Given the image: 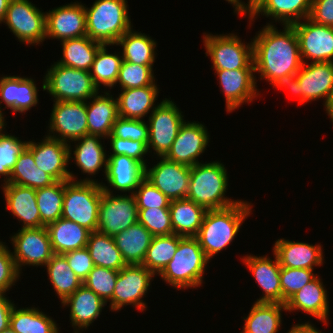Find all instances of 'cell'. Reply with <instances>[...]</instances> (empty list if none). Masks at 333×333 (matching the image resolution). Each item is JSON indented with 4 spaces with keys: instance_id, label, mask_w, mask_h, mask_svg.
Segmentation results:
<instances>
[{
    "instance_id": "1",
    "label": "cell",
    "mask_w": 333,
    "mask_h": 333,
    "mask_svg": "<svg viewBox=\"0 0 333 333\" xmlns=\"http://www.w3.org/2000/svg\"><path fill=\"white\" fill-rule=\"evenodd\" d=\"M283 29L279 31L270 22L252 40L255 73L271 84L279 77L297 73L303 64L294 26L284 25Z\"/></svg>"
},
{
    "instance_id": "2",
    "label": "cell",
    "mask_w": 333,
    "mask_h": 333,
    "mask_svg": "<svg viewBox=\"0 0 333 333\" xmlns=\"http://www.w3.org/2000/svg\"><path fill=\"white\" fill-rule=\"evenodd\" d=\"M251 211V203L243 200L225 208L206 211L195 237L209 260L233 242Z\"/></svg>"
},
{
    "instance_id": "3",
    "label": "cell",
    "mask_w": 333,
    "mask_h": 333,
    "mask_svg": "<svg viewBox=\"0 0 333 333\" xmlns=\"http://www.w3.org/2000/svg\"><path fill=\"white\" fill-rule=\"evenodd\" d=\"M221 161L197 163L191 166L187 199L194 201L206 210L221 209L239 201L225 196L229 177Z\"/></svg>"
},
{
    "instance_id": "4",
    "label": "cell",
    "mask_w": 333,
    "mask_h": 333,
    "mask_svg": "<svg viewBox=\"0 0 333 333\" xmlns=\"http://www.w3.org/2000/svg\"><path fill=\"white\" fill-rule=\"evenodd\" d=\"M209 259L196 237H182L164 270L158 275L177 290L200 287Z\"/></svg>"
},
{
    "instance_id": "5",
    "label": "cell",
    "mask_w": 333,
    "mask_h": 333,
    "mask_svg": "<svg viewBox=\"0 0 333 333\" xmlns=\"http://www.w3.org/2000/svg\"><path fill=\"white\" fill-rule=\"evenodd\" d=\"M127 3L96 0L90 8L85 6L87 36L103 45H115L133 27Z\"/></svg>"
},
{
    "instance_id": "6",
    "label": "cell",
    "mask_w": 333,
    "mask_h": 333,
    "mask_svg": "<svg viewBox=\"0 0 333 333\" xmlns=\"http://www.w3.org/2000/svg\"><path fill=\"white\" fill-rule=\"evenodd\" d=\"M103 188L89 177L77 181L65 180L62 218L71 220L91 232L97 231Z\"/></svg>"
},
{
    "instance_id": "7",
    "label": "cell",
    "mask_w": 333,
    "mask_h": 333,
    "mask_svg": "<svg viewBox=\"0 0 333 333\" xmlns=\"http://www.w3.org/2000/svg\"><path fill=\"white\" fill-rule=\"evenodd\" d=\"M43 91L53 101H83L95 96L99 89L94 85L90 71L74 69L54 62L43 79Z\"/></svg>"
},
{
    "instance_id": "8",
    "label": "cell",
    "mask_w": 333,
    "mask_h": 333,
    "mask_svg": "<svg viewBox=\"0 0 333 333\" xmlns=\"http://www.w3.org/2000/svg\"><path fill=\"white\" fill-rule=\"evenodd\" d=\"M206 56H210L214 70L254 69L253 42H242L233 33L203 35ZM247 44V45H246Z\"/></svg>"
},
{
    "instance_id": "9",
    "label": "cell",
    "mask_w": 333,
    "mask_h": 333,
    "mask_svg": "<svg viewBox=\"0 0 333 333\" xmlns=\"http://www.w3.org/2000/svg\"><path fill=\"white\" fill-rule=\"evenodd\" d=\"M2 22L22 44L39 45L46 39V13L29 0H10Z\"/></svg>"
},
{
    "instance_id": "10",
    "label": "cell",
    "mask_w": 333,
    "mask_h": 333,
    "mask_svg": "<svg viewBox=\"0 0 333 333\" xmlns=\"http://www.w3.org/2000/svg\"><path fill=\"white\" fill-rule=\"evenodd\" d=\"M154 276L142 264L126 265L119 270L113 296L109 301L110 311L121 310L127 305L142 312L146 310L147 305L142 298L148 293Z\"/></svg>"
},
{
    "instance_id": "11",
    "label": "cell",
    "mask_w": 333,
    "mask_h": 333,
    "mask_svg": "<svg viewBox=\"0 0 333 333\" xmlns=\"http://www.w3.org/2000/svg\"><path fill=\"white\" fill-rule=\"evenodd\" d=\"M170 98L162 100L150 113L148 118V151L152 148L154 155L164 157L171 149L180 127L184 124V115Z\"/></svg>"
},
{
    "instance_id": "12",
    "label": "cell",
    "mask_w": 333,
    "mask_h": 333,
    "mask_svg": "<svg viewBox=\"0 0 333 333\" xmlns=\"http://www.w3.org/2000/svg\"><path fill=\"white\" fill-rule=\"evenodd\" d=\"M138 222V207L133 194L114 195L103 188L98 214L97 231L114 237Z\"/></svg>"
},
{
    "instance_id": "13",
    "label": "cell",
    "mask_w": 333,
    "mask_h": 333,
    "mask_svg": "<svg viewBox=\"0 0 333 333\" xmlns=\"http://www.w3.org/2000/svg\"><path fill=\"white\" fill-rule=\"evenodd\" d=\"M49 120L47 136L67 144L88 134L86 102L54 101Z\"/></svg>"
},
{
    "instance_id": "14",
    "label": "cell",
    "mask_w": 333,
    "mask_h": 333,
    "mask_svg": "<svg viewBox=\"0 0 333 333\" xmlns=\"http://www.w3.org/2000/svg\"><path fill=\"white\" fill-rule=\"evenodd\" d=\"M17 232L10 240L14 246L11 253L20 274L25 265L45 266L54 255L47 228H21Z\"/></svg>"
},
{
    "instance_id": "15",
    "label": "cell",
    "mask_w": 333,
    "mask_h": 333,
    "mask_svg": "<svg viewBox=\"0 0 333 333\" xmlns=\"http://www.w3.org/2000/svg\"><path fill=\"white\" fill-rule=\"evenodd\" d=\"M293 23L302 62H333V27L305 18Z\"/></svg>"
},
{
    "instance_id": "16",
    "label": "cell",
    "mask_w": 333,
    "mask_h": 333,
    "mask_svg": "<svg viewBox=\"0 0 333 333\" xmlns=\"http://www.w3.org/2000/svg\"><path fill=\"white\" fill-rule=\"evenodd\" d=\"M26 147L32 152L36 166L51 175L56 181H77L67 167L69 144L45 136L41 142L28 141ZM75 177V178H74Z\"/></svg>"
},
{
    "instance_id": "17",
    "label": "cell",
    "mask_w": 333,
    "mask_h": 333,
    "mask_svg": "<svg viewBox=\"0 0 333 333\" xmlns=\"http://www.w3.org/2000/svg\"><path fill=\"white\" fill-rule=\"evenodd\" d=\"M160 161L145 167V179L159 189L171 201L187 197L191 166L158 157Z\"/></svg>"
},
{
    "instance_id": "18",
    "label": "cell",
    "mask_w": 333,
    "mask_h": 333,
    "mask_svg": "<svg viewBox=\"0 0 333 333\" xmlns=\"http://www.w3.org/2000/svg\"><path fill=\"white\" fill-rule=\"evenodd\" d=\"M45 13L46 39L61 42L87 35L85 6L81 2L68 3Z\"/></svg>"
},
{
    "instance_id": "19",
    "label": "cell",
    "mask_w": 333,
    "mask_h": 333,
    "mask_svg": "<svg viewBox=\"0 0 333 333\" xmlns=\"http://www.w3.org/2000/svg\"><path fill=\"white\" fill-rule=\"evenodd\" d=\"M199 122H184L172 143L171 149L164 156L167 160L194 166L198 157L204 153L209 141L207 128Z\"/></svg>"
},
{
    "instance_id": "20",
    "label": "cell",
    "mask_w": 333,
    "mask_h": 333,
    "mask_svg": "<svg viewBox=\"0 0 333 333\" xmlns=\"http://www.w3.org/2000/svg\"><path fill=\"white\" fill-rule=\"evenodd\" d=\"M215 73L225 96L227 113L235 111L244 103L253 102L260 95L254 69L215 70Z\"/></svg>"
},
{
    "instance_id": "21",
    "label": "cell",
    "mask_w": 333,
    "mask_h": 333,
    "mask_svg": "<svg viewBox=\"0 0 333 333\" xmlns=\"http://www.w3.org/2000/svg\"><path fill=\"white\" fill-rule=\"evenodd\" d=\"M299 83L298 104L324 99L333 91V62H306L296 73Z\"/></svg>"
},
{
    "instance_id": "22",
    "label": "cell",
    "mask_w": 333,
    "mask_h": 333,
    "mask_svg": "<svg viewBox=\"0 0 333 333\" xmlns=\"http://www.w3.org/2000/svg\"><path fill=\"white\" fill-rule=\"evenodd\" d=\"M274 260L267 255H247L242 258L243 263L252 273L258 286L263 290L262 296L255 302L281 303L282 288L280 284V264L276 255Z\"/></svg>"
},
{
    "instance_id": "23",
    "label": "cell",
    "mask_w": 333,
    "mask_h": 333,
    "mask_svg": "<svg viewBox=\"0 0 333 333\" xmlns=\"http://www.w3.org/2000/svg\"><path fill=\"white\" fill-rule=\"evenodd\" d=\"M0 106L4 102L5 109L13 113H26L38 103V89L33 78L20 76H3L0 78ZM0 107V116L5 117ZM26 111V112H25Z\"/></svg>"
},
{
    "instance_id": "24",
    "label": "cell",
    "mask_w": 333,
    "mask_h": 333,
    "mask_svg": "<svg viewBox=\"0 0 333 333\" xmlns=\"http://www.w3.org/2000/svg\"><path fill=\"white\" fill-rule=\"evenodd\" d=\"M273 253L281 267L314 270V266H321L324 262L321 244L313 245L281 238L275 241Z\"/></svg>"
},
{
    "instance_id": "25",
    "label": "cell",
    "mask_w": 333,
    "mask_h": 333,
    "mask_svg": "<svg viewBox=\"0 0 333 333\" xmlns=\"http://www.w3.org/2000/svg\"><path fill=\"white\" fill-rule=\"evenodd\" d=\"M9 210L23 225L22 229L40 228L41 216L36 201V190L12 183L1 185Z\"/></svg>"
},
{
    "instance_id": "26",
    "label": "cell",
    "mask_w": 333,
    "mask_h": 333,
    "mask_svg": "<svg viewBox=\"0 0 333 333\" xmlns=\"http://www.w3.org/2000/svg\"><path fill=\"white\" fill-rule=\"evenodd\" d=\"M145 178V167L126 155L108 156L105 179L108 186L101 182L102 188H111L122 193L134 194L139 183Z\"/></svg>"
},
{
    "instance_id": "27",
    "label": "cell",
    "mask_w": 333,
    "mask_h": 333,
    "mask_svg": "<svg viewBox=\"0 0 333 333\" xmlns=\"http://www.w3.org/2000/svg\"><path fill=\"white\" fill-rule=\"evenodd\" d=\"M319 276L306 284L302 289L297 291L290 297L286 303V310L297 312L302 310L305 314H309L320 322L328 324L329 320V301L327 290Z\"/></svg>"
},
{
    "instance_id": "28",
    "label": "cell",
    "mask_w": 333,
    "mask_h": 333,
    "mask_svg": "<svg viewBox=\"0 0 333 333\" xmlns=\"http://www.w3.org/2000/svg\"><path fill=\"white\" fill-rule=\"evenodd\" d=\"M61 304L70 307V320L74 333L88 327L100 316L106 303L91 289L82 284L72 295Z\"/></svg>"
},
{
    "instance_id": "29",
    "label": "cell",
    "mask_w": 333,
    "mask_h": 333,
    "mask_svg": "<svg viewBox=\"0 0 333 333\" xmlns=\"http://www.w3.org/2000/svg\"><path fill=\"white\" fill-rule=\"evenodd\" d=\"M111 91L98 92L89 101H86L87 127L89 135L108 138L114 122L119 118L117 99L113 98Z\"/></svg>"
},
{
    "instance_id": "30",
    "label": "cell",
    "mask_w": 333,
    "mask_h": 333,
    "mask_svg": "<svg viewBox=\"0 0 333 333\" xmlns=\"http://www.w3.org/2000/svg\"><path fill=\"white\" fill-rule=\"evenodd\" d=\"M310 11L311 0H262L246 16H249L250 25L260 14L275 22L280 21L282 25H292L308 18Z\"/></svg>"
},
{
    "instance_id": "31",
    "label": "cell",
    "mask_w": 333,
    "mask_h": 333,
    "mask_svg": "<svg viewBox=\"0 0 333 333\" xmlns=\"http://www.w3.org/2000/svg\"><path fill=\"white\" fill-rule=\"evenodd\" d=\"M101 139H104L97 135H85L80 139L72 141L76 143L75 150H73L71 143H69V159L74 158V164L82 170L83 174L95 175L103 168V172L106 175L107 171V154L106 150L101 143ZM72 155H74L72 157Z\"/></svg>"
},
{
    "instance_id": "32",
    "label": "cell",
    "mask_w": 333,
    "mask_h": 333,
    "mask_svg": "<svg viewBox=\"0 0 333 333\" xmlns=\"http://www.w3.org/2000/svg\"><path fill=\"white\" fill-rule=\"evenodd\" d=\"M158 94L157 85L121 89V94L116 97L119 117L144 120L143 118L158 106L154 104Z\"/></svg>"
},
{
    "instance_id": "33",
    "label": "cell",
    "mask_w": 333,
    "mask_h": 333,
    "mask_svg": "<svg viewBox=\"0 0 333 333\" xmlns=\"http://www.w3.org/2000/svg\"><path fill=\"white\" fill-rule=\"evenodd\" d=\"M54 254H64L87 246L91 231L65 218L46 226Z\"/></svg>"
},
{
    "instance_id": "34",
    "label": "cell",
    "mask_w": 333,
    "mask_h": 333,
    "mask_svg": "<svg viewBox=\"0 0 333 333\" xmlns=\"http://www.w3.org/2000/svg\"><path fill=\"white\" fill-rule=\"evenodd\" d=\"M173 233L195 237L202 225L206 209L187 198L173 200L169 206Z\"/></svg>"
},
{
    "instance_id": "35",
    "label": "cell",
    "mask_w": 333,
    "mask_h": 333,
    "mask_svg": "<svg viewBox=\"0 0 333 333\" xmlns=\"http://www.w3.org/2000/svg\"><path fill=\"white\" fill-rule=\"evenodd\" d=\"M152 238L153 235L138 222L114 236L126 265L142 264Z\"/></svg>"
},
{
    "instance_id": "36",
    "label": "cell",
    "mask_w": 333,
    "mask_h": 333,
    "mask_svg": "<svg viewBox=\"0 0 333 333\" xmlns=\"http://www.w3.org/2000/svg\"><path fill=\"white\" fill-rule=\"evenodd\" d=\"M282 311H287L285 304L255 302L248 316L243 317L245 322L240 333H278Z\"/></svg>"
},
{
    "instance_id": "37",
    "label": "cell",
    "mask_w": 333,
    "mask_h": 333,
    "mask_svg": "<svg viewBox=\"0 0 333 333\" xmlns=\"http://www.w3.org/2000/svg\"><path fill=\"white\" fill-rule=\"evenodd\" d=\"M157 42L149 35L128 30L115 44L122 46L123 61L132 62L139 65L154 66L156 57Z\"/></svg>"
},
{
    "instance_id": "38",
    "label": "cell",
    "mask_w": 333,
    "mask_h": 333,
    "mask_svg": "<svg viewBox=\"0 0 333 333\" xmlns=\"http://www.w3.org/2000/svg\"><path fill=\"white\" fill-rule=\"evenodd\" d=\"M62 58L56 63L74 69L90 71L98 49L103 45L87 35L61 41Z\"/></svg>"
},
{
    "instance_id": "39",
    "label": "cell",
    "mask_w": 333,
    "mask_h": 333,
    "mask_svg": "<svg viewBox=\"0 0 333 333\" xmlns=\"http://www.w3.org/2000/svg\"><path fill=\"white\" fill-rule=\"evenodd\" d=\"M55 182L56 180L51 175L36 166L32 152L25 147L12 169L9 183L37 190Z\"/></svg>"
},
{
    "instance_id": "40",
    "label": "cell",
    "mask_w": 333,
    "mask_h": 333,
    "mask_svg": "<svg viewBox=\"0 0 333 333\" xmlns=\"http://www.w3.org/2000/svg\"><path fill=\"white\" fill-rule=\"evenodd\" d=\"M86 248L95 266L117 271L126 266L112 236L93 231L90 233Z\"/></svg>"
},
{
    "instance_id": "41",
    "label": "cell",
    "mask_w": 333,
    "mask_h": 333,
    "mask_svg": "<svg viewBox=\"0 0 333 333\" xmlns=\"http://www.w3.org/2000/svg\"><path fill=\"white\" fill-rule=\"evenodd\" d=\"M9 326L16 333H59L57 323L35 307L17 309L14 305Z\"/></svg>"
},
{
    "instance_id": "42",
    "label": "cell",
    "mask_w": 333,
    "mask_h": 333,
    "mask_svg": "<svg viewBox=\"0 0 333 333\" xmlns=\"http://www.w3.org/2000/svg\"><path fill=\"white\" fill-rule=\"evenodd\" d=\"M45 267H47L50 283L61 303L83 284L62 254H54Z\"/></svg>"
},
{
    "instance_id": "43",
    "label": "cell",
    "mask_w": 333,
    "mask_h": 333,
    "mask_svg": "<svg viewBox=\"0 0 333 333\" xmlns=\"http://www.w3.org/2000/svg\"><path fill=\"white\" fill-rule=\"evenodd\" d=\"M182 237L183 236L174 233L170 235L153 236L142 265L154 275H159L172 260L179 240Z\"/></svg>"
},
{
    "instance_id": "44",
    "label": "cell",
    "mask_w": 333,
    "mask_h": 333,
    "mask_svg": "<svg viewBox=\"0 0 333 333\" xmlns=\"http://www.w3.org/2000/svg\"><path fill=\"white\" fill-rule=\"evenodd\" d=\"M107 46L109 47L111 45H102L98 49L90 69V75L94 85L98 89H100L102 85L110 89L116 85L120 66L123 61L120 52H118L119 54L108 53Z\"/></svg>"
},
{
    "instance_id": "45",
    "label": "cell",
    "mask_w": 333,
    "mask_h": 333,
    "mask_svg": "<svg viewBox=\"0 0 333 333\" xmlns=\"http://www.w3.org/2000/svg\"><path fill=\"white\" fill-rule=\"evenodd\" d=\"M65 181H56L50 186L36 190V201L41 216V227L61 218Z\"/></svg>"
},
{
    "instance_id": "46",
    "label": "cell",
    "mask_w": 333,
    "mask_h": 333,
    "mask_svg": "<svg viewBox=\"0 0 333 333\" xmlns=\"http://www.w3.org/2000/svg\"><path fill=\"white\" fill-rule=\"evenodd\" d=\"M6 125L7 123L0 128V176L4 177L3 184L9 183L17 158L28 142L3 132Z\"/></svg>"
},
{
    "instance_id": "47",
    "label": "cell",
    "mask_w": 333,
    "mask_h": 333,
    "mask_svg": "<svg viewBox=\"0 0 333 333\" xmlns=\"http://www.w3.org/2000/svg\"><path fill=\"white\" fill-rule=\"evenodd\" d=\"M155 82L153 66L122 61L116 82L121 89L157 85Z\"/></svg>"
},
{
    "instance_id": "48",
    "label": "cell",
    "mask_w": 333,
    "mask_h": 333,
    "mask_svg": "<svg viewBox=\"0 0 333 333\" xmlns=\"http://www.w3.org/2000/svg\"><path fill=\"white\" fill-rule=\"evenodd\" d=\"M118 272L117 270L94 266L83 284L107 304L112 299Z\"/></svg>"
},
{
    "instance_id": "49",
    "label": "cell",
    "mask_w": 333,
    "mask_h": 333,
    "mask_svg": "<svg viewBox=\"0 0 333 333\" xmlns=\"http://www.w3.org/2000/svg\"><path fill=\"white\" fill-rule=\"evenodd\" d=\"M138 223L153 236L173 234L169 208H138Z\"/></svg>"
},
{
    "instance_id": "50",
    "label": "cell",
    "mask_w": 333,
    "mask_h": 333,
    "mask_svg": "<svg viewBox=\"0 0 333 333\" xmlns=\"http://www.w3.org/2000/svg\"><path fill=\"white\" fill-rule=\"evenodd\" d=\"M318 275L311 269L280 268V284L282 288V304L292 297L306 284L314 280Z\"/></svg>"
},
{
    "instance_id": "51",
    "label": "cell",
    "mask_w": 333,
    "mask_h": 333,
    "mask_svg": "<svg viewBox=\"0 0 333 333\" xmlns=\"http://www.w3.org/2000/svg\"><path fill=\"white\" fill-rule=\"evenodd\" d=\"M108 137H118L148 144L149 126L145 120L125 119L119 117L113 124L111 134Z\"/></svg>"
},
{
    "instance_id": "52",
    "label": "cell",
    "mask_w": 333,
    "mask_h": 333,
    "mask_svg": "<svg viewBox=\"0 0 333 333\" xmlns=\"http://www.w3.org/2000/svg\"><path fill=\"white\" fill-rule=\"evenodd\" d=\"M138 208H169L171 200L145 178L134 194Z\"/></svg>"
},
{
    "instance_id": "53",
    "label": "cell",
    "mask_w": 333,
    "mask_h": 333,
    "mask_svg": "<svg viewBox=\"0 0 333 333\" xmlns=\"http://www.w3.org/2000/svg\"><path fill=\"white\" fill-rule=\"evenodd\" d=\"M107 139L110 140L112 150L108 156L126 155L140 162L144 167L147 166L146 160H144L145 155L149 153L146 143L118 137H108Z\"/></svg>"
},
{
    "instance_id": "54",
    "label": "cell",
    "mask_w": 333,
    "mask_h": 333,
    "mask_svg": "<svg viewBox=\"0 0 333 333\" xmlns=\"http://www.w3.org/2000/svg\"><path fill=\"white\" fill-rule=\"evenodd\" d=\"M20 272L16 266L11 250L0 241V291L7 292L18 281Z\"/></svg>"
},
{
    "instance_id": "55",
    "label": "cell",
    "mask_w": 333,
    "mask_h": 333,
    "mask_svg": "<svg viewBox=\"0 0 333 333\" xmlns=\"http://www.w3.org/2000/svg\"><path fill=\"white\" fill-rule=\"evenodd\" d=\"M62 255L66 258L69 267L82 282L95 266L86 247L72 250Z\"/></svg>"
},
{
    "instance_id": "56",
    "label": "cell",
    "mask_w": 333,
    "mask_h": 333,
    "mask_svg": "<svg viewBox=\"0 0 333 333\" xmlns=\"http://www.w3.org/2000/svg\"><path fill=\"white\" fill-rule=\"evenodd\" d=\"M308 18L317 24L333 27V0H311Z\"/></svg>"
},
{
    "instance_id": "57",
    "label": "cell",
    "mask_w": 333,
    "mask_h": 333,
    "mask_svg": "<svg viewBox=\"0 0 333 333\" xmlns=\"http://www.w3.org/2000/svg\"><path fill=\"white\" fill-rule=\"evenodd\" d=\"M271 85L275 88L278 87V90L279 88H284L285 90H288L291 95H294L297 99L299 98V83L296 73L279 77Z\"/></svg>"
},
{
    "instance_id": "58",
    "label": "cell",
    "mask_w": 333,
    "mask_h": 333,
    "mask_svg": "<svg viewBox=\"0 0 333 333\" xmlns=\"http://www.w3.org/2000/svg\"><path fill=\"white\" fill-rule=\"evenodd\" d=\"M5 296V292L0 291V332L9 326L10 315L15 305Z\"/></svg>"
},
{
    "instance_id": "59",
    "label": "cell",
    "mask_w": 333,
    "mask_h": 333,
    "mask_svg": "<svg viewBox=\"0 0 333 333\" xmlns=\"http://www.w3.org/2000/svg\"><path fill=\"white\" fill-rule=\"evenodd\" d=\"M287 333H324L321 332L320 330H318V328H316L314 326V324L312 325L309 321L308 322H304V323H298L293 325Z\"/></svg>"
},
{
    "instance_id": "60",
    "label": "cell",
    "mask_w": 333,
    "mask_h": 333,
    "mask_svg": "<svg viewBox=\"0 0 333 333\" xmlns=\"http://www.w3.org/2000/svg\"><path fill=\"white\" fill-rule=\"evenodd\" d=\"M325 111L328 114L329 118L332 120L333 123V91L331 95L329 96L326 104L324 105Z\"/></svg>"
},
{
    "instance_id": "61",
    "label": "cell",
    "mask_w": 333,
    "mask_h": 333,
    "mask_svg": "<svg viewBox=\"0 0 333 333\" xmlns=\"http://www.w3.org/2000/svg\"><path fill=\"white\" fill-rule=\"evenodd\" d=\"M9 2H10V0H0V24L2 23L5 15H6V11L8 9Z\"/></svg>"
},
{
    "instance_id": "62",
    "label": "cell",
    "mask_w": 333,
    "mask_h": 333,
    "mask_svg": "<svg viewBox=\"0 0 333 333\" xmlns=\"http://www.w3.org/2000/svg\"><path fill=\"white\" fill-rule=\"evenodd\" d=\"M245 4V16L250 13L262 0H248Z\"/></svg>"
},
{
    "instance_id": "63",
    "label": "cell",
    "mask_w": 333,
    "mask_h": 333,
    "mask_svg": "<svg viewBox=\"0 0 333 333\" xmlns=\"http://www.w3.org/2000/svg\"><path fill=\"white\" fill-rule=\"evenodd\" d=\"M0 333H16L10 326L2 330Z\"/></svg>"
},
{
    "instance_id": "64",
    "label": "cell",
    "mask_w": 333,
    "mask_h": 333,
    "mask_svg": "<svg viewBox=\"0 0 333 333\" xmlns=\"http://www.w3.org/2000/svg\"><path fill=\"white\" fill-rule=\"evenodd\" d=\"M4 124H5V123H4L3 119H2V117L0 116V128H1Z\"/></svg>"
}]
</instances>
